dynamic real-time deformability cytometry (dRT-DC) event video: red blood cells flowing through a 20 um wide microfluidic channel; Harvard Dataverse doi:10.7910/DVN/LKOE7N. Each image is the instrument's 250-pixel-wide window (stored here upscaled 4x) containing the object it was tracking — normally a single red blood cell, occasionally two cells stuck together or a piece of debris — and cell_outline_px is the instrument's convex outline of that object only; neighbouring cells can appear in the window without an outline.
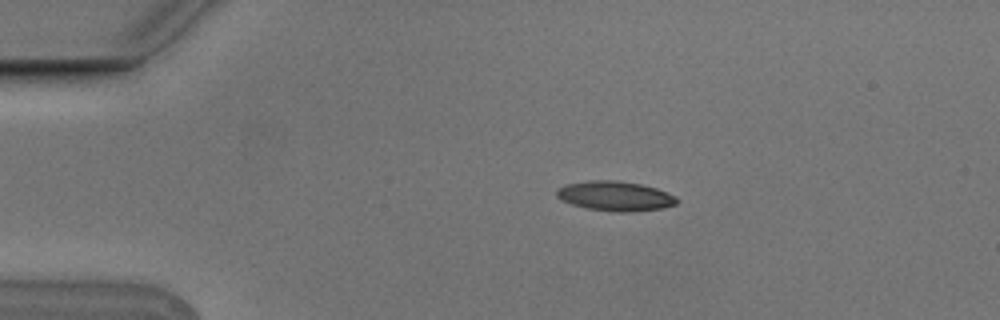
{"species": "Egyptian fruit bat (a non-hibernating species)", "species_latin": "Rousettus aegyptiacus", "temperature_condition": "cold", "stored_images_in_passage": 9, "camera_frame_rate_fps": 3000, "um_per_image_px": 0.085, "animal": {"sex": "male"}, "frame": {"image": 1, "passage_image": 1, "time_ms": 0.0, "image_size_px": [1000, 320], "cell_outline_px": [[680, 200], [676, 204], [664, 208], [632, 212], [616, 212], [588, 208], [572, 204], [560, 200], [556, 196], [556, 192], [564, 184], [588, 180], [616, 180], [640, 184], [656, 188], [668, 192], [676, 196]], "centroid_in_image_um": [52.32, 16.66], "position_along_channel_um": 32.7, "area_um2": 20.98}}
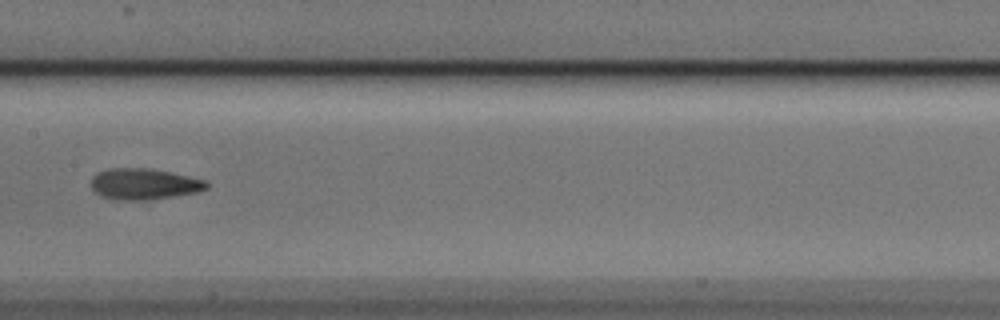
{"frame": {"image": 2, "passage_image": 6, "time_ms": 1.667, "image_size_px": [1000, 320], "cell_outline_px": [[208, 188], [196, 192], [144, 200], [116, 200], [100, 196], [92, 188], [92, 176], [96, 172], [108, 168], [148, 168], [208, 180]], "centroid_in_image_um": [12.21, 15.63], "position_along_channel_um": 195.2, "area_um2": 20.81}}
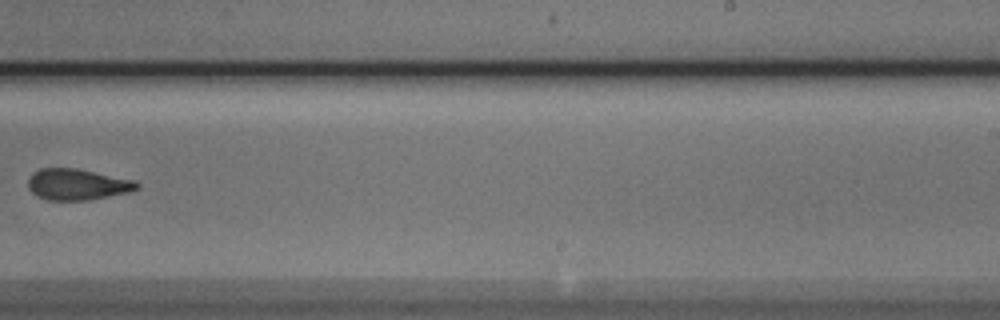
{"frame": {"image": 3, "passage_image": 8, "time_ms": 2.333, "image_size_px": [1000, 320], "cell_outline_px": [[140, 188], [132, 192], [88, 200], [48, 200], [36, 196], [28, 188], [28, 180], [32, 172], [40, 168], [76, 168], [132, 180], [140, 184]], "centroid_in_image_um": [6.56, 15.68], "position_along_channel_um": 282.4, "area_um2": 19.83}}